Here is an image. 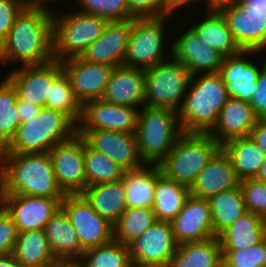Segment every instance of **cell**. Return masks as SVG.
<instances>
[{"mask_svg":"<svg viewBox=\"0 0 266 267\" xmlns=\"http://www.w3.org/2000/svg\"><path fill=\"white\" fill-rule=\"evenodd\" d=\"M52 10L24 7L5 39L3 64L42 65L53 58Z\"/></svg>","mask_w":266,"mask_h":267,"instance_id":"obj_1","label":"cell"},{"mask_svg":"<svg viewBox=\"0 0 266 267\" xmlns=\"http://www.w3.org/2000/svg\"><path fill=\"white\" fill-rule=\"evenodd\" d=\"M0 194L64 198L49 152L0 154Z\"/></svg>","mask_w":266,"mask_h":267,"instance_id":"obj_2","label":"cell"},{"mask_svg":"<svg viewBox=\"0 0 266 267\" xmlns=\"http://www.w3.org/2000/svg\"><path fill=\"white\" fill-rule=\"evenodd\" d=\"M228 99L226 84L219 73L193 75L178 111L183 132L209 133Z\"/></svg>","mask_w":266,"mask_h":267,"instance_id":"obj_3","label":"cell"},{"mask_svg":"<svg viewBox=\"0 0 266 267\" xmlns=\"http://www.w3.org/2000/svg\"><path fill=\"white\" fill-rule=\"evenodd\" d=\"M77 134V125L64 113L42 107L30 121L21 123L0 154L46 153Z\"/></svg>","mask_w":266,"mask_h":267,"instance_id":"obj_4","label":"cell"},{"mask_svg":"<svg viewBox=\"0 0 266 267\" xmlns=\"http://www.w3.org/2000/svg\"><path fill=\"white\" fill-rule=\"evenodd\" d=\"M183 133L177 111L143 106L135 133L143 162L158 165Z\"/></svg>","mask_w":266,"mask_h":267,"instance_id":"obj_5","label":"cell"},{"mask_svg":"<svg viewBox=\"0 0 266 267\" xmlns=\"http://www.w3.org/2000/svg\"><path fill=\"white\" fill-rule=\"evenodd\" d=\"M220 149L208 133H183L158 166L167 178L190 189Z\"/></svg>","mask_w":266,"mask_h":267,"instance_id":"obj_6","label":"cell"},{"mask_svg":"<svg viewBox=\"0 0 266 267\" xmlns=\"http://www.w3.org/2000/svg\"><path fill=\"white\" fill-rule=\"evenodd\" d=\"M56 15L53 13V58L59 62L81 57L108 24L99 16L78 11Z\"/></svg>","mask_w":266,"mask_h":267,"instance_id":"obj_7","label":"cell"},{"mask_svg":"<svg viewBox=\"0 0 266 267\" xmlns=\"http://www.w3.org/2000/svg\"><path fill=\"white\" fill-rule=\"evenodd\" d=\"M145 106L179 111L192 75L173 58L144 70Z\"/></svg>","mask_w":266,"mask_h":267,"instance_id":"obj_8","label":"cell"},{"mask_svg":"<svg viewBox=\"0 0 266 267\" xmlns=\"http://www.w3.org/2000/svg\"><path fill=\"white\" fill-rule=\"evenodd\" d=\"M168 17L132 19V30L123 66L146 70L166 61V56L163 55L164 23Z\"/></svg>","mask_w":266,"mask_h":267,"instance_id":"obj_9","label":"cell"},{"mask_svg":"<svg viewBox=\"0 0 266 267\" xmlns=\"http://www.w3.org/2000/svg\"><path fill=\"white\" fill-rule=\"evenodd\" d=\"M61 208L78 234L81 257L85 250L107 244L114 239L113 224L93 210L81 194L65 195Z\"/></svg>","mask_w":266,"mask_h":267,"instance_id":"obj_10","label":"cell"},{"mask_svg":"<svg viewBox=\"0 0 266 267\" xmlns=\"http://www.w3.org/2000/svg\"><path fill=\"white\" fill-rule=\"evenodd\" d=\"M131 263L138 266L166 267L177 250L170 222L156 221L128 245Z\"/></svg>","mask_w":266,"mask_h":267,"instance_id":"obj_11","label":"cell"},{"mask_svg":"<svg viewBox=\"0 0 266 267\" xmlns=\"http://www.w3.org/2000/svg\"><path fill=\"white\" fill-rule=\"evenodd\" d=\"M49 155L61 191L65 195L81 194L86 188L84 139L76 134L55 145Z\"/></svg>","mask_w":266,"mask_h":267,"instance_id":"obj_12","label":"cell"},{"mask_svg":"<svg viewBox=\"0 0 266 267\" xmlns=\"http://www.w3.org/2000/svg\"><path fill=\"white\" fill-rule=\"evenodd\" d=\"M219 12L241 50H266V9L248 8L239 1Z\"/></svg>","mask_w":266,"mask_h":267,"instance_id":"obj_13","label":"cell"},{"mask_svg":"<svg viewBox=\"0 0 266 267\" xmlns=\"http://www.w3.org/2000/svg\"><path fill=\"white\" fill-rule=\"evenodd\" d=\"M62 200L63 198L0 194V205L12 217L18 232L44 230L61 207Z\"/></svg>","mask_w":266,"mask_h":267,"instance_id":"obj_14","label":"cell"},{"mask_svg":"<svg viewBox=\"0 0 266 267\" xmlns=\"http://www.w3.org/2000/svg\"><path fill=\"white\" fill-rule=\"evenodd\" d=\"M140 107L115 105L97 99L82 106V116L77 130H110L136 133Z\"/></svg>","mask_w":266,"mask_h":267,"instance_id":"obj_15","label":"cell"},{"mask_svg":"<svg viewBox=\"0 0 266 267\" xmlns=\"http://www.w3.org/2000/svg\"><path fill=\"white\" fill-rule=\"evenodd\" d=\"M77 134L92 149L103 153L125 171L145 165L139 155L135 134L110 130H77Z\"/></svg>","mask_w":266,"mask_h":267,"instance_id":"obj_16","label":"cell"},{"mask_svg":"<svg viewBox=\"0 0 266 267\" xmlns=\"http://www.w3.org/2000/svg\"><path fill=\"white\" fill-rule=\"evenodd\" d=\"M170 223L178 245L215 237L208 199L197 198L190 194L181 211Z\"/></svg>","mask_w":266,"mask_h":267,"instance_id":"obj_17","label":"cell"},{"mask_svg":"<svg viewBox=\"0 0 266 267\" xmlns=\"http://www.w3.org/2000/svg\"><path fill=\"white\" fill-rule=\"evenodd\" d=\"M61 64L70 79L75 98L82 106L102 98L114 67L90 63L81 57L64 60Z\"/></svg>","mask_w":266,"mask_h":267,"instance_id":"obj_18","label":"cell"},{"mask_svg":"<svg viewBox=\"0 0 266 267\" xmlns=\"http://www.w3.org/2000/svg\"><path fill=\"white\" fill-rule=\"evenodd\" d=\"M170 54L174 60L184 64L192 76L202 72L218 73L225 59L219 51L201 40L191 27L173 41Z\"/></svg>","mask_w":266,"mask_h":267,"instance_id":"obj_19","label":"cell"},{"mask_svg":"<svg viewBox=\"0 0 266 267\" xmlns=\"http://www.w3.org/2000/svg\"><path fill=\"white\" fill-rule=\"evenodd\" d=\"M132 19L108 22L103 33L81 55L87 62L119 67L127 52Z\"/></svg>","mask_w":266,"mask_h":267,"instance_id":"obj_20","label":"cell"},{"mask_svg":"<svg viewBox=\"0 0 266 267\" xmlns=\"http://www.w3.org/2000/svg\"><path fill=\"white\" fill-rule=\"evenodd\" d=\"M258 120L249 102L229 97L219 113L216 125L208 134L222 145L234 138L249 137Z\"/></svg>","mask_w":266,"mask_h":267,"instance_id":"obj_21","label":"cell"},{"mask_svg":"<svg viewBox=\"0 0 266 267\" xmlns=\"http://www.w3.org/2000/svg\"><path fill=\"white\" fill-rule=\"evenodd\" d=\"M257 51H241L240 53L225 57L219 74L226 84L229 97L241 99L246 102L251 101L253 92L257 87V79L260 68L250 59L245 57ZM244 56V57H243Z\"/></svg>","mask_w":266,"mask_h":267,"instance_id":"obj_22","label":"cell"},{"mask_svg":"<svg viewBox=\"0 0 266 267\" xmlns=\"http://www.w3.org/2000/svg\"><path fill=\"white\" fill-rule=\"evenodd\" d=\"M121 106H145V73L143 69L114 67L102 98Z\"/></svg>","mask_w":266,"mask_h":267,"instance_id":"obj_23","label":"cell"},{"mask_svg":"<svg viewBox=\"0 0 266 267\" xmlns=\"http://www.w3.org/2000/svg\"><path fill=\"white\" fill-rule=\"evenodd\" d=\"M239 183L231 160L220 149L199 173L189 190L192 196L209 199L224 190L239 186Z\"/></svg>","mask_w":266,"mask_h":267,"instance_id":"obj_24","label":"cell"},{"mask_svg":"<svg viewBox=\"0 0 266 267\" xmlns=\"http://www.w3.org/2000/svg\"><path fill=\"white\" fill-rule=\"evenodd\" d=\"M14 86L17 99L46 107L51 92V62L42 65L20 66L5 76Z\"/></svg>","mask_w":266,"mask_h":267,"instance_id":"obj_25","label":"cell"},{"mask_svg":"<svg viewBox=\"0 0 266 267\" xmlns=\"http://www.w3.org/2000/svg\"><path fill=\"white\" fill-rule=\"evenodd\" d=\"M81 195L100 216L115 224L127 209L123 180L86 186Z\"/></svg>","mask_w":266,"mask_h":267,"instance_id":"obj_26","label":"cell"},{"mask_svg":"<svg viewBox=\"0 0 266 267\" xmlns=\"http://www.w3.org/2000/svg\"><path fill=\"white\" fill-rule=\"evenodd\" d=\"M48 245L57 260L81 259V243L67 214L60 207L44 229Z\"/></svg>","mask_w":266,"mask_h":267,"instance_id":"obj_27","label":"cell"},{"mask_svg":"<svg viewBox=\"0 0 266 267\" xmlns=\"http://www.w3.org/2000/svg\"><path fill=\"white\" fill-rule=\"evenodd\" d=\"M161 173L160 167L154 164H145L138 169L124 172L122 180L126 191L127 208L153 207L156 180Z\"/></svg>","mask_w":266,"mask_h":267,"instance_id":"obj_28","label":"cell"},{"mask_svg":"<svg viewBox=\"0 0 266 267\" xmlns=\"http://www.w3.org/2000/svg\"><path fill=\"white\" fill-rule=\"evenodd\" d=\"M166 267H223L219 238L179 244Z\"/></svg>","mask_w":266,"mask_h":267,"instance_id":"obj_29","label":"cell"},{"mask_svg":"<svg viewBox=\"0 0 266 267\" xmlns=\"http://www.w3.org/2000/svg\"><path fill=\"white\" fill-rule=\"evenodd\" d=\"M266 237V220L245 212L218 238L222 250H241L261 242Z\"/></svg>","mask_w":266,"mask_h":267,"instance_id":"obj_30","label":"cell"},{"mask_svg":"<svg viewBox=\"0 0 266 267\" xmlns=\"http://www.w3.org/2000/svg\"><path fill=\"white\" fill-rule=\"evenodd\" d=\"M221 149L231 160L240 181L255 178L266 154L250 137L234 138L221 145Z\"/></svg>","mask_w":266,"mask_h":267,"instance_id":"obj_31","label":"cell"},{"mask_svg":"<svg viewBox=\"0 0 266 267\" xmlns=\"http://www.w3.org/2000/svg\"><path fill=\"white\" fill-rule=\"evenodd\" d=\"M12 255L21 267H50L57 260L44 230L18 232Z\"/></svg>","mask_w":266,"mask_h":267,"instance_id":"obj_32","label":"cell"},{"mask_svg":"<svg viewBox=\"0 0 266 267\" xmlns=\"http://www.w3.org/2000/svg\"><path fill=\"white\" fill-rule=\"evenodd\" d=\"M46 108L64 113L76 125L82 116V105L75 98L70 79L61 62L56 60L51 61V92L46 100Z\"/></svg>","mask_w":266,"mask_h":267,"instance_id":"obj_33","label":"cell"},{"mask_svg":"<svg viewBox=\"0 0 266 267\" xmlns=\"http://www.w3.org/2000/svg\"><path fill=\"white\" fill-rule=\"evenodd\" d=\"M207 13L206 18L191 27L200 39L225 57L240 53L242 50L234 40L221 13L217 11H207Z\"/></svg>","mask_w":266,"mask_h":267,"instance_id":"obj_34","label":"cell"},{"mask_svg":"<svg viewBox=\"0 0 266 267\" xmlns=\"http://www.w3.org/2000/svg\"><path fill=\"white\" fill-rule=\"evenodd\" d=\"M189 195V188L161 173L156 180L152 207L157 221L171 222L181 211Z\"/></svg>","mask_w":266,"mask_h":267,"instance_id":"obj_35","label":"cell"},{"mask_svg":"<svg viewBox=\"0 0 266 267\" xmlns=\"http://www.w3.org/2000/svg\"><path fill=\"white\" fill-rule=\"evenodd\" d=\"M208 201L212 212L215 237H219L247 212L240 186L213 195Z\"/></svg>","mask_w":266,"mask_h":267,"instance_id":"obj_36","label":"cell"},{"mask_svg":"<svg viewBox=\"0 0 266 267\" xmlns=\"http://www.w3.org/2000/svg\"><path fill=\"white\" fill-rule=\"evenodd\" d=\"M157 221L152 208H127L113 225L114 240L128 245Z\"/></svg>","mask_w":266,"mask_h":267,"instance_id":"obj_37","label":"cell"},{"mask_svg":"<svg viewBox=\"0 0 266 267\" xmlns=\"http://www.w3.org/2000/svg\"><path fill=\"white\" fill-rule=\"evenodd\" d=\"M86 186L121 180L125 170L101 152L92 149L84 140Z\"/></svg>","mask_w":266,"mask_h":267,"instance_id":"obj_38","label":"cell"},{"mask_svg":"<svg viewBox=\"0 0 266 267\" xmlns=\"http://www.w3.org/2000/svg\"><path fill=\"white\" fill-rule=\"evenodd\" d=\"M20 124L17 93L13 84L5 77L0 82V150L13 138Z\"/></svg>","mask_w":266,"mask_h":267,"instance_id":"obj_39","label":"cell"},{"mask_svg":"<svg viewBox=\"0 0 266 267\" xmlns=\"http://www.w3.org/2000/svg\"><path fill=\"white\" fill-rule=\"evenodd\" d=\"M85 267H130L132 265L127 245L119 241L87 249L80 259Z\"/></svg>","mask_w":266,"mask_h":267,"instance_id":"obj_40","label":"cell"},{"mask_svg":"<svg viewBox=\"0 0 266 267\" xmlns=\"http://www.w3.org/2000/svg\"><path fill=\"white\" fill-rule=\"evenodd\" d=\"M81 10L78 12L99 16L108 22H120L134 19L125 0H76ZM84 8V9H83Z\"/></svg>","mask_w":266,"mask_h":267,"instance_id":"obj_41","label":"cell"},{"mask_svg":"<svg viewBox=\"0 0 266 267\" xmlns=\"http://www.w3.org/2000/svg\"><path fill=\"white\" fill-rule=\"evenodd\" d=\"M223 267H266V237L241 250H222Z\"/></svg>","mask_w":266,"mask_h":267,"instance_id":"obj_42","label":"cell"},{"mask_svg":"<svg viewBox=\"0 0 266 267\" xmlns=\"http://www.w3.org/2000/svg\"><path fill=\"white\" fill-rule=\"evenodd\" d=\"M246 210L266 220V183L250 178L239 183Z\"/></svg>","mask_w":266,"mask_h":267,"instance_id":"obj_43","label":"cell"},{"mask_svg":"<svg viewBox=\"0 0 266 267\" xmlns=\"http://www.w3.org/2000/svg\"><path fill=\"white\" fill-rule=\"evenodd\" d=\"M17 236L18 230L12 217L0 205V256L13 253Z\"/></svg>","mask_w":266,"mask_h":267,"instance_id":"obj_44","label":"cell"},{"mask_svg":"<svg viewBox=\"0 0 266 267\" xmlns=\"http://www.w3.org/2000/svg\"><path fill=\"white\" fill-rule=\"evenodd\" d=\"M25 7L24 0H0V36L7 38L15 18Z\"/></svg>","mask_w":266,"mask_h":267,"instance_id":"obj_45","label":"cell"},{"mask_svg":"<svg viewBox=\"0 0 266 267\" xmlns=\"http://www.w3.org/2000/svg\"><path fill=\"white\" fill-rule=\"evenodd\" d=\"M135 18L165 16L163 0H125Z\"/></svg>","mask_w":266,"mask_h":267,"instance_id":"obj_46","label":"cell"},{"mask_svg":"<svg viewBox=\"0 0 266 267\" xmlns=\"http://www.w3.org/2000/svg\"><path fill=\"white\" fill-rule=\"evenodd\" d=\"M249 103L259 119L266 118V61L262 64L257 79V87Z\"/></svg>","mask_w":266,"mask_h":267,"instance_id":"obj_47","label":"cell"},{"mask_svg":"<svg viewBox=\"0 0 266 267\" xmlns=\"http://www.w3.org/2000/svg\"><path fill=\"white\" fill-rule=\"evenodd\" d=\"M249 137L266 154V118L258 120Z\"/></svg>","mask_w":266,"mask_h":267,"instance_id":"obj_48","label":"cell"},{"mask_svg":"<svg viewBox=\"0 0 266 267\" xmlns=\"http://www.w3.org/2000/svg\"><path fill=\"white\" fill-rule=\"evenodd\" d=\"M40 110L41 107L38 105L17 99V111L21 123L30 121L34 116L38 114Z\"/></svg>","mask_w":266,"mask_h":267,"instance_id":"obj_49","label":"cell"},{"mask_svg":"<svg viewBox=\"0 0 266 267\" xmlns=\"http://www.w3.org/2000/svg\"><path fill=\"white\" fill-rule=\"evenodd\" d=\"M196 0H163L164 9H165V16L173 14V12L177 8H181V6H186L189 3L195 2ZM201 1V0H198ZM186 4V5H185Z\"/></svg>","mask_w":266,"mask_h":267,"instance_id":"obj_50","label":"cell"},{"mask_svg":"<svg viewBox=\"0 0 266 267\" xmlns=\"http://www.w3.org/2000/svg\"><path fill=\"white\" fill-rule=\"evenodd\" d=\"M207 1V11H217L239 2L240 0H205Z\"/></svg>","mask_w":266,"mask_h":267,"instance_id":"obj_51","label":"cell"},{"mask_svg":"<svg viewBox=\"0 0 266 267\" xmlns=\"http://www.w3.org/2000/svg\"><path fill=\"white\" fill-rule=\"evenodd\" d=\"M50 267H85L80 259L56 260Z\"/></svg>","mask_w":266,"mask_h":267,"instance_id":"obj_52","label":"cell"},{"mask_svg":"<svg viewBox=\"0 0 266 267\" xmlns=\"http://www.w3.org/2000/svg\"><path fill=\"white\" fill-rule=\"evenodd\" d=\"M0 267H21L13 255L0 256Z\"/></svg>","mask_w":266,"mask_h":267,"instance_id":"obj_53","label":"cell"},{"mask_svg":"<svg viewBox=\"0 0 266 267\" xmlns=\"http://www.w3.org/2000/svg\"><path fill=\"white\" fill-rule=\"evenodd\" d=\"M53 2L58 0H24L25 7H32V8H41V9H47L50 10L47 6V2ZM46 2V3H45Z\"/></svg>","mask_w":266,"mask_h":267,"instance_id":"obj_54","label":"cell"},{"mask_svg":"<svg viewBox=\"0 0 266 267\" xmlns=\"http://www.w3.org/2000/svg\"><path fill=\"white\" fill-rule=\"evenodd\" d=\"M248 8L266 9V0H240Z\"/></svg>","mask_w":266,"mask_h":267,"instance_id":"obj_55","label":"cell"},{"mask_svg":"<svg viewBox=\"0 0 266 267\" xmlns=\"http://www.w3.org/2000/svg\"><path fill=\"white\" fill-rule=\"evenodd\" d=\"M257 180H260L264 183H266V160L264 163L261 165L256 177Z\"/></svg>","mask_w":266,"mask_h":267,"instance_id":"obj_56","label":"cell"},{"mask_svg":"<svg viewBox=\"0 0 266 267\" xmlns=\"http://www.w3.org/2000/svg\"><path fill=\"white\" fill-rule=\"evenodd\" d=\"M5 53V39L0 36V65L3 64V56Z\"/></svg>","mask_w":266,"mask_h":267,"instance_id":"obj_57","label":"cell"},{"mask_svg":"<svg viewBox=\"0 0 266 267\" xmlns=\"http://www.w3.org/2000/svg\"><path fill=\"white\" fill-rule=\"evenodd\" d=\"M130 267H148V266H138V265L132 264Z\"/></svg>","mask_w":266,"mask_h":267,"instance_id":"obj_58","label":"cell"}]
</instances>
